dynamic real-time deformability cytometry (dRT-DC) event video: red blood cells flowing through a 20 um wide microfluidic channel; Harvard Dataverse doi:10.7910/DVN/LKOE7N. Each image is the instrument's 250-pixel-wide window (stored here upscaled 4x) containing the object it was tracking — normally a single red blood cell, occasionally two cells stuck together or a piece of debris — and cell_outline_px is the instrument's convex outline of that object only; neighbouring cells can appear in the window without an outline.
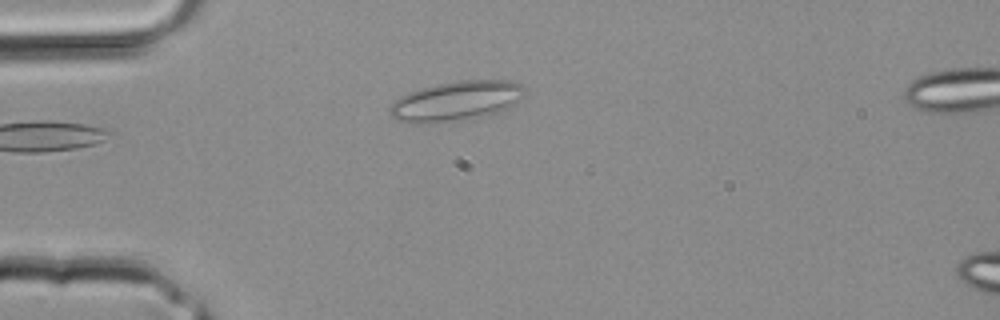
{"species": "common noctule bat (a hibernating species)", "species_latin": "Nyctalus noctula", "temperature_condition": "room temperature", "stored_images_in_passage": 3, "camera_frame_rate_fps": 3000, "um_per_image_px": 0.085, "animal": {"sex": "male", "body_mass_g": 20.4}, "frame": {"image": 1, "passage_image": 2, "time_ms": 0.333, "image_size_px": [1000, 320], "cell_outline_px": [[524, 96], [516, 104], [500, 112], [488, 116], [468, 120], [432, 124], [412, 124], [396, 120], [388, 112], [388, 108], [400, 96], [408, 92], [436, 84], [460, 80], [512, 80], [520, 84], [524, 88]], "centroid_in_image_um": [38.78, 8.62], "position_along_channel_um": 46.2, "area_um2": 32.08}}